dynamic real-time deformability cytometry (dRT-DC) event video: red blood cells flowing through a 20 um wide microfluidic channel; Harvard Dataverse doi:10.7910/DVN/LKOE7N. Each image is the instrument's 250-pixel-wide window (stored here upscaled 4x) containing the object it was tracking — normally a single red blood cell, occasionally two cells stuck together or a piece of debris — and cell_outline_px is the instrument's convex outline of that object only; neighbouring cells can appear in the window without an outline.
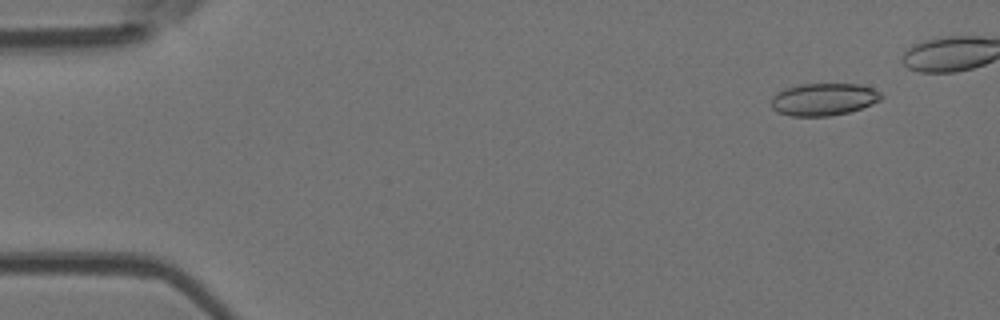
{"species": "Egyptian fruit bat (a non-hibernating species)", "species_latin": "Rousettus aegyptiacus", "temperature_condition": "room temperature", "stored_images_in_passage": 6, "camera_frame_rate_fps": 3000, "um_per_image_px": 0.085, "animal": {"sex": "female"}, "frame": {"image": 1, "passage_image": 2, "time_ms": 1.0, "image_size_px": [1000, 320], "cell_outline_px": [[884, 96], [880, 100], [872, 104], [848, 112], [828, 116], [792, 116], [776, 112], [772, 108], [772, 96], [784, 88], [800, 84], [860, 84], [872, 88], [880, 92]], "centroid_in_image_um": [70.0, 8.44], "position_along_channel_um": 15.0, "area_um2": 20.75}}